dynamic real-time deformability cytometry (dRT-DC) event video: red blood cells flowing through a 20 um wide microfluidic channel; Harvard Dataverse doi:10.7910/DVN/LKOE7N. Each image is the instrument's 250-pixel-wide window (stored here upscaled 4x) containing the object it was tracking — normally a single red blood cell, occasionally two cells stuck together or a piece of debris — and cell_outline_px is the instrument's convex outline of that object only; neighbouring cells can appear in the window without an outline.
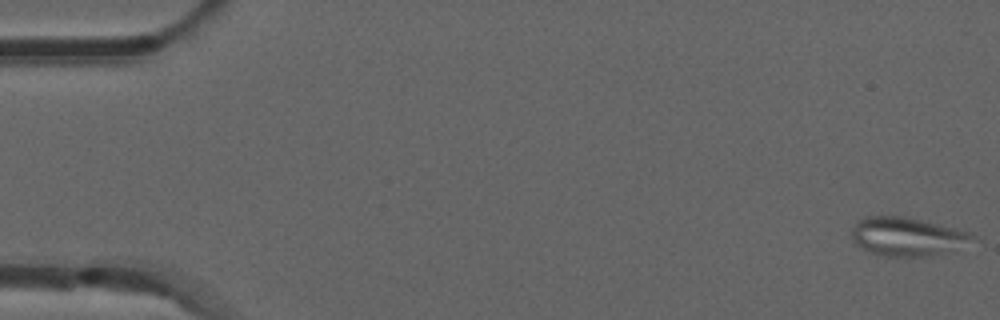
{"species": "common noctule bat (a hibernating species)", "species_latin": "Nyctalus noctula", "temperature_condition": "room temperature", "stored_images_in_passage": 54, "camera_frame_rate_fps": 3000, "um_per_image_px": 0.085, "animal": {"sex": "male", "forearm_length_mm": 52.5}, "frame": {"image": 1, "passage_image": 1, "time_ms": 0.0, "image_size_px": [1000, 320], "cell_outline_px": [[980, 240], [944, 252], [924, 256], [884, 256], [872, 252], [856, 244], [852, 236], [852, 228], [864, 216], [904, 216], [972, 232]], "centroid_in_image_um": [77.17, 20.1], "position_along_channel_um": 7.8, "area_um2": 26.93}}
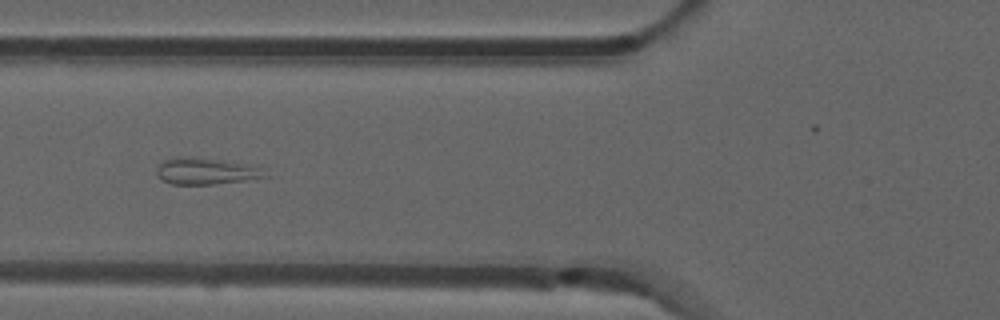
{"frame": {"image": 2, "passage_image": 20, "time_ms": 6.333, "image_size_px": [1000, 320], "cell_outline_px": [[272, 176], [244, 180], [212, 184], [172, 184], [164, 180], [156, 172], [156, 168], [164, 160], [172, 156], [196, 156], [260, 164]], "centroid_in_image_um": [17.65, 14.5], "position_along_channel_um": 108.2, "area_um2": 17.57}}
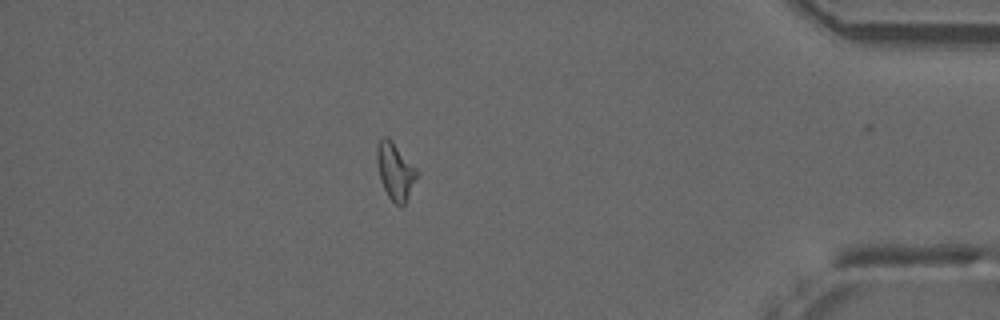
{"frame": {"image": 3, "passage_image": 46, "time_ms": 15.0, "image_size_px": [1000, 320], "cell_outline_px": [[420, 176], [404, 204], [396, 204], [388, 196], [380, 180], [376, 164], [376, 148], [380, 140], [384, 136], [388, 136], [392, 140], [420, 172]], "centroid_in_image_um": [33.61, 14.53], "position_along_channel_um": 401.6, "area_um2": 13.53}}